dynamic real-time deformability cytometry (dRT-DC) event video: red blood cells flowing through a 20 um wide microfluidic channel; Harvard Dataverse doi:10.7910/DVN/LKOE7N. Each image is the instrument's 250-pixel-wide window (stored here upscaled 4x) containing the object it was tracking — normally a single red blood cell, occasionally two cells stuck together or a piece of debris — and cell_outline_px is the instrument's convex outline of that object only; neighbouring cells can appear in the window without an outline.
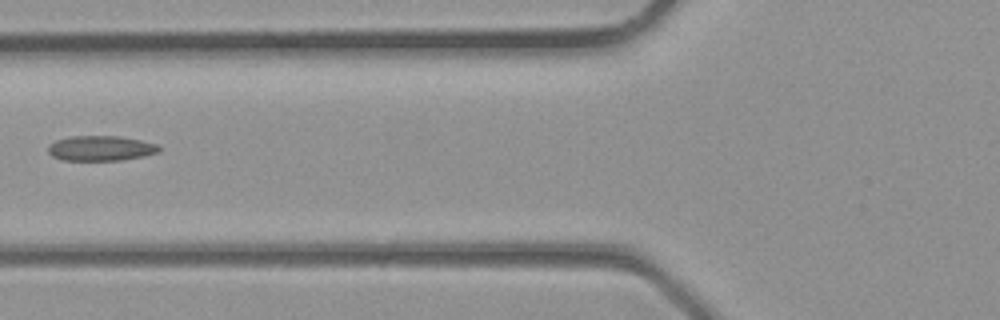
{"species": "common noctule bat (a hibernating species)", "species_latin": "Nyctalus noctula", "temperature_condition": "room temperature", "stored_images_in_passage": 2, "camera_frame_rate_fps": 3000, "um_per_image_px": 0.085, "animal": {"sex": "male", "body_mass_g": 23.1, "forearm_length_mm": 52.7}, "frame": {"image": 1, "passage_image": 2, "time_ms": 0.333, "image_size_px": [1000, 320], "cell_outline_px": [[160, 152], [144, 156], [124, 160], [60, 160], [52, 156], [48, 152], [48, 144], [56, 140], [72, 136], [116, 136], [140, 140], [156, 144], [160, 148]], "centroid_in_image_um": [8.54, 12.61], "position_along_channel_um": 117.3, "area_um2": 16.24}}